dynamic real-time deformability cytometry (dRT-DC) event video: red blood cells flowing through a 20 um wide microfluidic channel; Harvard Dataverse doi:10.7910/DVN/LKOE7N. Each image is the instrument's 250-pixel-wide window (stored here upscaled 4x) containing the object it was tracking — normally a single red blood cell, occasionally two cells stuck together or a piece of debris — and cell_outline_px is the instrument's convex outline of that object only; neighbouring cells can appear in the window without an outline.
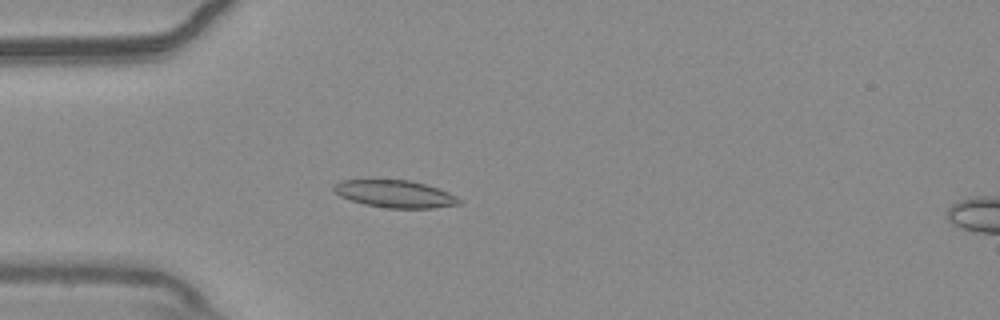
{"species": "common noctule bat (a hibernating species)", "species_latin": "Nyctalus noctula", "temperature_condition": "warm", "stored_images_in_passage": 54, "camera_frame_rate_fps": 3000, "um_per_image_px": 0.085, "animal": {"sex": "male", "body_mass_g": 20.4}, "frame": {"image": 1, "passage_image": 15, "time_ms": 4.667, "image_size_px": [1000, 320], "cell_outline_px": [[464, 200], [460, 204], [432, 208], [388, 208], [364, 204], [340, 196], [332, 188], [332, 184], [344, 180], [412, 180], [448, 192]], "centroid_in_image_um": [33.59, 16.48], "position_along_channel_um": 51.4, "area_um2": 19.88}}
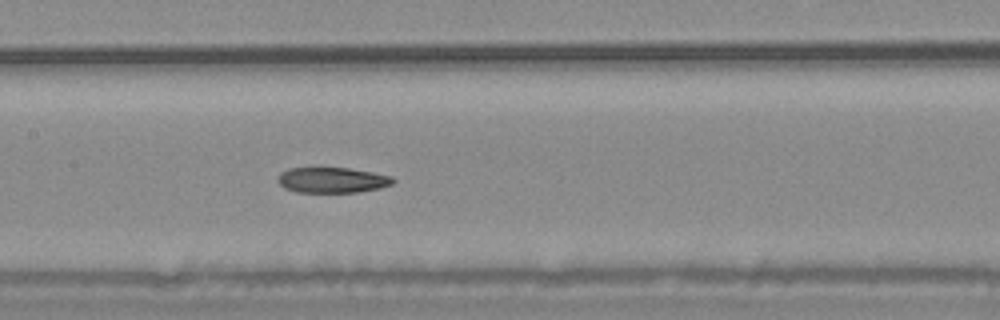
{"frame": {"image": 2, "passage_image": 26, "time_ms": 8.333, "image_size_px": [1000, 320], "cell_outline_px": [[396, 180], [392, 184], [380, 188], [360, 192], [296, 192], [284, 188], [276, 180], [280, 172], [288, 168], [348, 168], [372, 172], [392, 176]], "centroid_in_image_um": [28.23, 15.31], "position_along_channel_um": 179.2, "area_um2": 17.22}}
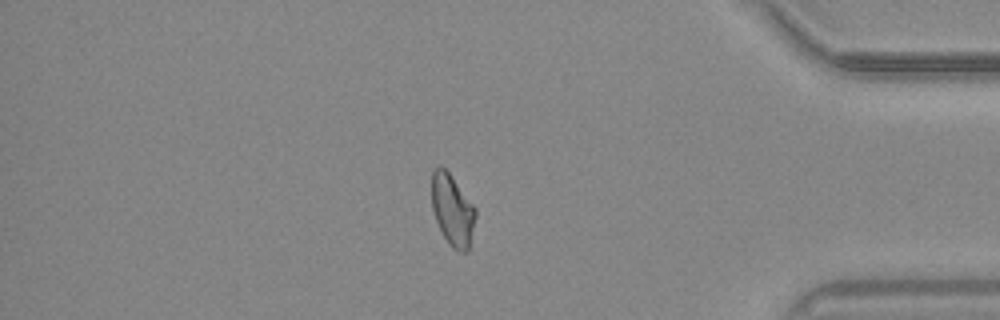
{"frame": {"image": 3, "passage_image": 46, "time_ms": 15.0, "image_size_px": [1000, 320], "cell_outline_px": [[476, 216], [468, 252], [456, 252], [448, 244], [436, 220], [432, 208], [432, 172], [440, 164], [448, 172], [476, 208]], "centroid_in_image_um": [38.46, 17.89], "position_along_channel_um": 396.7, "area_um2": 18.15}, "authors_computed_cell_mechanics": {"area_um2": 18.8717, "velocity_mm_per_s": 3.7398, "shape_relaxation_time_tau1_ms": null, "shape_relaxation_time_tau2_ms": 5.8048, "deformation_change_tau1": null, "deformation_change_tau2": 0.1173}}